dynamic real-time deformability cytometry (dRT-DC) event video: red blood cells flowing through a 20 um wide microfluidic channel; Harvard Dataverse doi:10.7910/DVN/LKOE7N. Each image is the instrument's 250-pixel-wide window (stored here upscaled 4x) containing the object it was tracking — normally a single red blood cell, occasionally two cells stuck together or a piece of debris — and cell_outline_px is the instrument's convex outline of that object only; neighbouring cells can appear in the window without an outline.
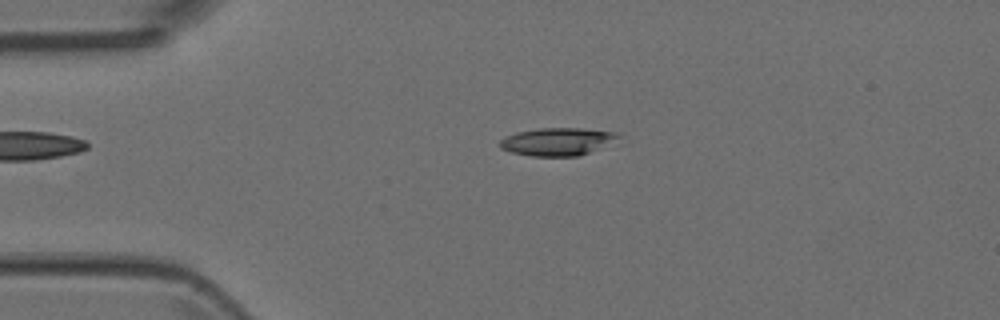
{"species": "Egyptian fruit bat (a non-hibernating species)", "species_latin": "Rousettus aegyptiacus", "temperature_condition": "room temperature", "stored_images_in_passage": 5, "camera_frame_rate_fps": 3000, "um_per_image_px": 0.085, "animal": {"sex": "female"}, "frame": {"image": 1, "passage_image": 3, "time_ms": 0.667, "image_size_px": [1000, 320], "cell_outline_px": [[620, 136], [588, 152], [576, 156], [532, 156], [512, 152], [500, 148], [500, 140], [504, 136], [516, 132], [540, 128], [580, 128], [616, 132]], "centroid_in_image_um": [47.27, 12.02], "position_along_channel_um": 37.7, "area_um2": 18.67}}
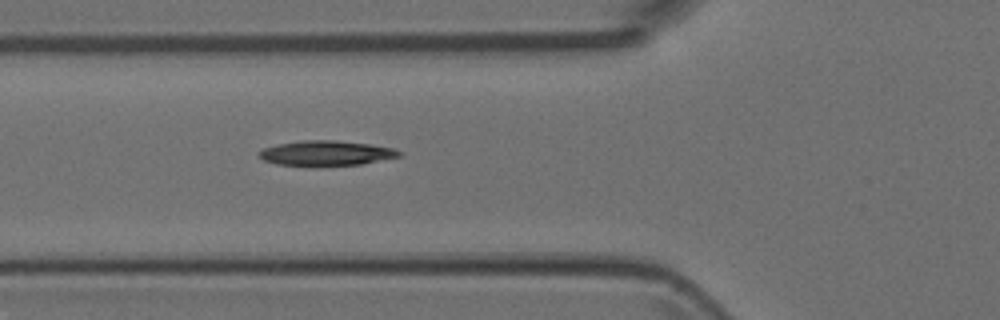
{"frame": {"image": 2, "passage_image": 5, "time_ms": 1.333, "image_size_px": [1000, 320], "cell_outline_px": [[400, 156], [360, 164], [316, 168], [276, 164], [264, 160], [256, 152], [264, 148], [276, 144], [300, 140], [336, 140], [368, 144], [392, 148], [400, 152]], "centroid_in_image_um": [27.63, 13.04], "position_along_channel_um": 98.2, "area_um2": 20.87}}